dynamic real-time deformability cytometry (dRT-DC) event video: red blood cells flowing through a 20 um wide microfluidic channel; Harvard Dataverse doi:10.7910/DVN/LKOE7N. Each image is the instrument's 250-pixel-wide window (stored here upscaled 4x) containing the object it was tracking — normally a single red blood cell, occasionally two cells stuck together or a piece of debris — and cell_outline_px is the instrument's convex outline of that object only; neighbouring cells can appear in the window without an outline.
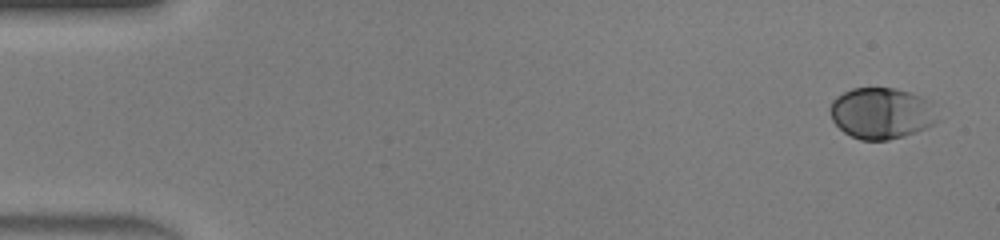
{"species": "human", "species_latin": "Homo sapiens", "temperature_condition": "warm", "stored_images_in_passage": 46, "camera_frame_rate_fps": 3000, "um_per_image_px": 0.085, "donor": {"sex": "male"}, "frame": {"image": 1, "passage_image": 1, "time_ms": 0.0, "image_size_px": [1000, 240], "cell_outline_px": [[940, 120], [924, 128], [904, 136], [888, 140], [860, 140], [844, 132], [832, 120], [828, 108], [832, 100], [836, 96], [852, 88], [892, 88], [912, 92], [920, 96], [924, 100]], "centroid_in_image_um": [74.84, 9.63], "position_along_channel_um": 10.2, "area_um2": 31.73}}
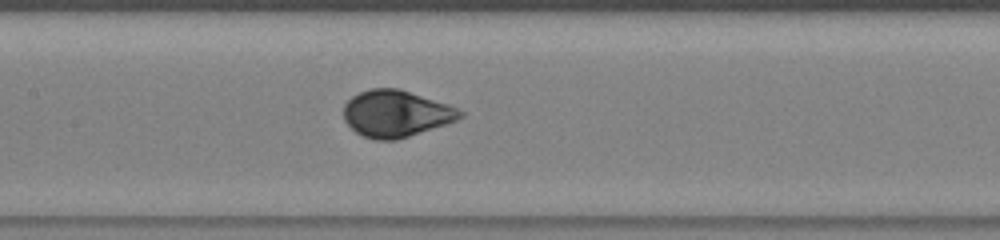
{"frame": {"image": 2, "passage_image": 22, "time_ms": 7.0, "image_size_px": [1000, 240], "cell_outline_px": [[464, 116], [456, 120], [396, 140], [376, 140], [364, 136], [356, 132], [344, 120], [344, 104], [352, 96], [360, 92], [372, 88], [396, 88], [448, 104], [464, 112]], "centroid_in_image_um": [33.63, 9.65], "position_along_channel_um": 173.8, "area_um2": 31.21}}
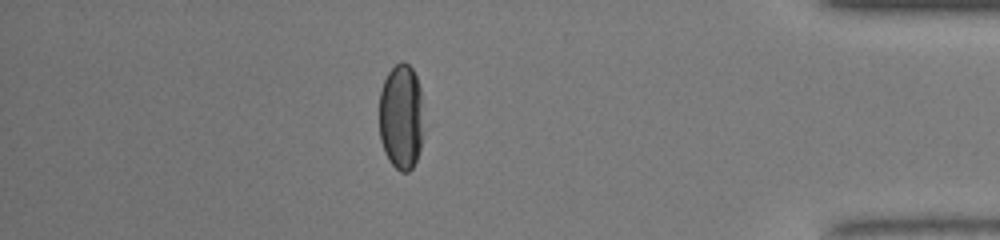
{"frame": {"image": 3, "passage_image": 40, "time_ms": 13.0, "image_size_px": [1000, 240], "cell_outline_px": [[420, 148], [416, 160], [412, 168], [408, 172], [400, 172], [388, 160], [384, 152], [380, 140], [380, 92], [384, 80], [388, 72], [400, 60], [404, 60], [412, 68], [416, 76], [420, 88]], "centroid_in_image_um": [34.05, 9.92], "position_along_channel_um": 401.1, "area_um2": 26.88}, "authors_computed_cell_mechanics": {"area_um2": 31.501, "velocity_mm_per_s": 4.4197, "shape_relaxation_time_tau1_ms": 2.5564, "shape_relaxation_time_tau2_ms": null, "deformation_change_tau1": 0.1503, "deformation_change_tau2": null}}